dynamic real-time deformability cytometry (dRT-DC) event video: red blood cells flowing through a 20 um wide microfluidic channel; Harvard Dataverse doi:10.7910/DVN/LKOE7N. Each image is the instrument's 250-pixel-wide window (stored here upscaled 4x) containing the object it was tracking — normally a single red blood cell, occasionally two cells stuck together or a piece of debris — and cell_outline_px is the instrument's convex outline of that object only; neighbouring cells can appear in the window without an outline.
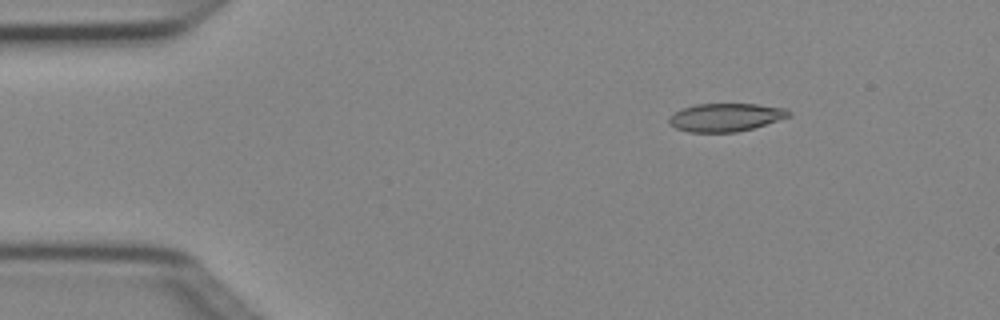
{"species": "Egyptian fruit bat (a non-hibernating species)", "species_latin": "Rousettus aegyptiacus", "temperature_condition": "cold", "stored_images_in_passage": 3, "camera_frame_rate_fps": 3000, "um_per_image_px": 0.085, "animal": {"sex": "female"}, "frame": {"image": 1, "passage_image": 2, "time_ms": 0.333, "image_size_px": [1000, 320], "cell_outline_px": [[792, 112], [788, 116], [752, 128], [736, 132], [688, 132], [676, 128], [668, 124], [668, 120], [676, 112], [684, 108], [696, 104], [756, 104], [788, 108]], "centroid_in_image_um": [61.67, 9.97], "position_along_channel_um": 23.3, "area_um2": 19.36}}